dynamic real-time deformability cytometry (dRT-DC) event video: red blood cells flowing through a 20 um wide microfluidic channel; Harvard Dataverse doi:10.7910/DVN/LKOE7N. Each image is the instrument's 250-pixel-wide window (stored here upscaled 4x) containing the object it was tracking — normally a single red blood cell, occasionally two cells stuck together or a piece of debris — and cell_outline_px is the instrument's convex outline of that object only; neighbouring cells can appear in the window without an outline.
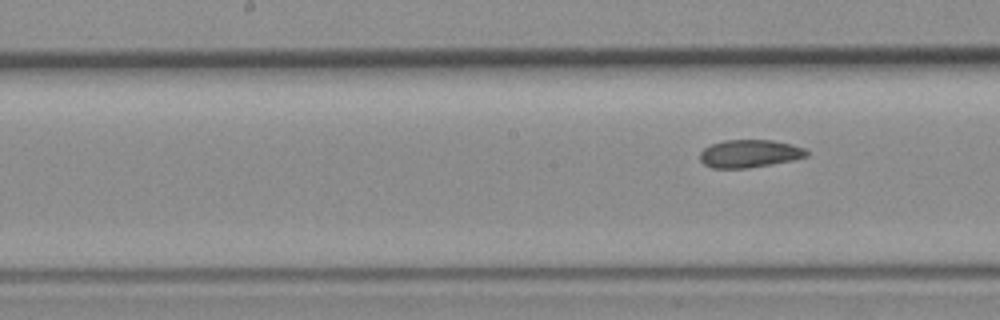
{"species": "common noctule bat (a hibernating species)", "species_latin": "Nyctalus noctula", "temperature_condition": "room temperature", "stored_images_in_passage": 7, "camera_frame_rate_fps": 3000, "um_per_image_px": 0.085, "animal": {"sex": "female", "body_mass_g": 19.3, "forearm_length_mm": 54.1}, "frame": {"image": 1, "passage_image": 7, "time_ms": 2.0, "image_size_px": [1000, 320], "cell_outline_px": [[808, 156], [792, 160], [772, 164], [748, 168], [712, 168], [704, 164], [700, 160], [700, 152], [704, 148], [712, 144], [724, 140], [772, 140], [792, 144], [804, 148], [808, 152]], "centroid_in_image_um": [63.71, 13.06], "position_along_channel_um": 184.5, "area_um2": 17.28}}